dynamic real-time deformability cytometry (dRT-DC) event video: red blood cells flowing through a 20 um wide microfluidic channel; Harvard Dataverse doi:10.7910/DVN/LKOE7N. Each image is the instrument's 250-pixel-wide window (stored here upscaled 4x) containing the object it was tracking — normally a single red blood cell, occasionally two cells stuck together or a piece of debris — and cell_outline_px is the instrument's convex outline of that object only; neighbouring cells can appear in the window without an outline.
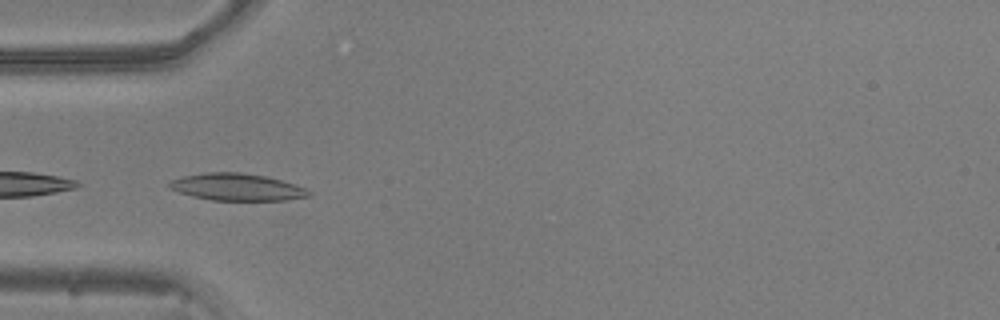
{"species": "common noctule bat (a hibernating species)", "species_latin": "Nyctalus noctula", "temperature_condition": "warm", "stored_images_in_passage": 10, "camera_frame_rate_fps": 3000, "um_per_image_px": 0.085, "animal": {"sex": "male", "body_mass_g": 20.5, "forearm_length_mm": 52.5}, "frame": {"image": 1, "passage_image": 6, "time_ms": 1.667, "image_size_px": [1000, 320], "cell_outline_px": [[312, 196], [288, 200], [212, 200], [192, 196], [168, 188], [168, 184], [172, 180], [184, 176], [204, 172], [240, 172], [264, 176], [280, 180], [304, 188], [312, 192]], "centroid_in_image_um": [20.14, 15.9], "position_along_channel_um": 64.9, "area_um2": 21.85}}